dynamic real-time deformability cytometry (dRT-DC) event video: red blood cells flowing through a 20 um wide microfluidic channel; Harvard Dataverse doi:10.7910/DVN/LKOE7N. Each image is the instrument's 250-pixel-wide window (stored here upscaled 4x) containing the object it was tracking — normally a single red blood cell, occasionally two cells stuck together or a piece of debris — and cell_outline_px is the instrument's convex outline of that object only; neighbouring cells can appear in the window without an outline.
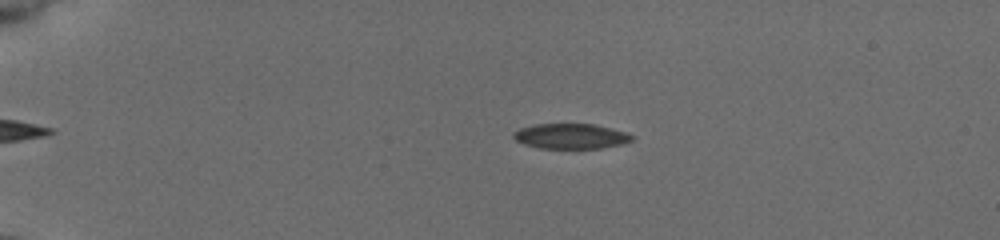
{"species": "common noctule bat (a hibernating species)", "species_latin": "Nyctalus noctula", "temperature_condition": "cold", "stored_images_in_passage": 46, "camera_frame_rate_fps": 3000, "um_per_image_px": 0.085, "animal": {"sex": "female", "body_mass_g": 19.5, "forearm_length_mm": 54.1}, "frame": {"image": 1, "passage_image": 5, "time_ms": 1.333, "image_size_px": [1000, 240], "cell_outline_px": [[632, 140], [624, 144], [600, 148], [540, 148], [524, 144], [516, 140], [512, 136], [512, 132], [520, 128], [536, 124], [592, 124], [628, 132], [632, 136]], "centroid_in_image_um": [48.51, 11.57], "position_along_channel_um": 36.5, "area_um2": 17.34}}
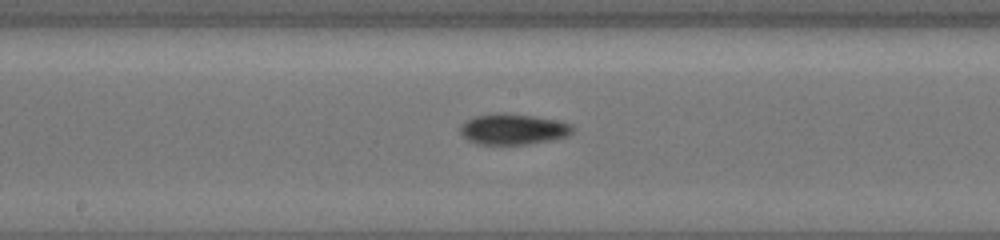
{"frame": {"image": 2, "passage_image": 23, "time_ms": 7.333, "image_size_px": [1000, 240], "cell_outline_px": [[572, 132], [568, 136], [552, 140], [528, 144], [476, 144], [468, 140], [460, 132], [460, 128], [468, 120], [476, 116], [496, 112], [500, 112], [532, 116], [572, 124]], "centroid_in_image_um": [43.61, 10.99], "position_along_channel_um": 204.6, "area_um2": 19.88}}
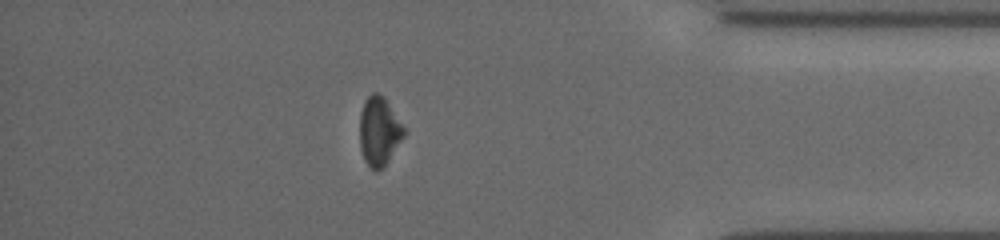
{"frame": {"image": 3, "passage_image": 40, "time_ms": 13.0, "image_size_px": [1000, 240], "cell_outline_px": [[408, 132], [388, 160], [376, 172], [364, 160], [360, 148], [360, 112], [364, 100], [372, 92], [376, 92], [384, 96], [404, 124]], "centroid_in_image_um": [32.25, 11.1], "position_along_channel_um": 402.9, "area_um2": 18.03}, "authors_computed_cell_mechanics": {"area_um2": 18.7561, "velocity_mm_per_s": 3.9372, "shape_relaxation_time_tau1_ms": 6.58, "shape_relaxation_time_tau2_ms": null, "deformation_change_tau1": 0.0855, "deformation_change_tau2": null}}